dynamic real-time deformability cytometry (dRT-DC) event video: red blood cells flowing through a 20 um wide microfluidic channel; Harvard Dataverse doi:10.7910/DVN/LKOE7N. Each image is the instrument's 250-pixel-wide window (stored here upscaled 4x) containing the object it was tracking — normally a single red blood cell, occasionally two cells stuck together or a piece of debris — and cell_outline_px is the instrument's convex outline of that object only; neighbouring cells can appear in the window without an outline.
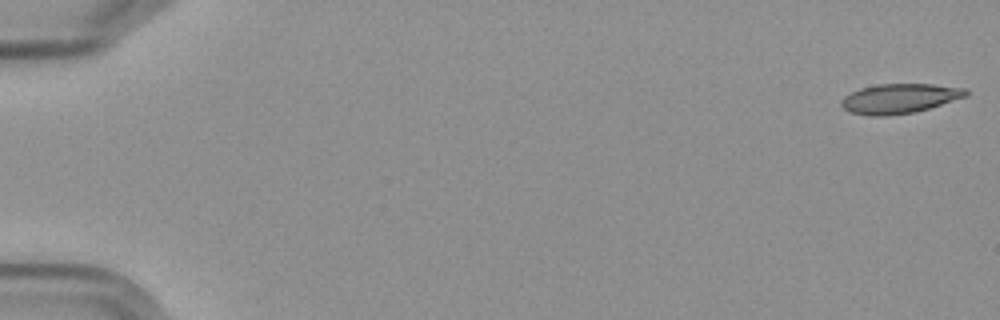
{"species": "Egyptian fruit bat (a non-hibernating species)", "species_latin": "Rousettus aegyptiacus", "temperature_condition": "cold", "stored_images_in_passage": 6, "camera_frame_rate_fps": 3000, "um_per_image_px": 0.085, "frame": {"image": 1, "passage_image": 1, "time_ms": 0.0, "image_size_px": [1000, 320], "cell_outline_px": [[968, 96], [928, 108], [912, 112], [888, 116], [868, 116], [848, 112], [840, 104], [840, 100], [844, 96], [860, 88], [880, 84], [932, 84], [968, 88]], "centroid_in_image_um": [76.44, 8.37], "position_along_channel_um": 8.6, "area_um2": 21.62}}
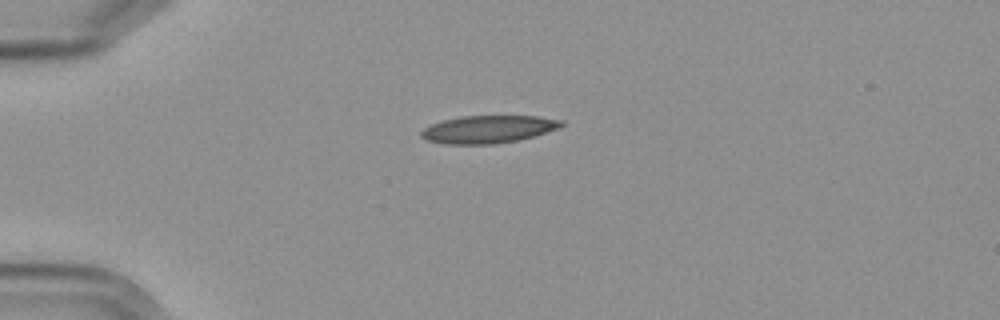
{"frame": {"image": 2, "passage_image": 5, "time_ms": 4.667, "image_size_px": [1000, 320], "cell_outline_px": [[564, 124], [560, 128], [520, 140], [492, 144], [444, 144], [424, 140], [420, 136], [420, 132], [424, 128], [432, 124], [444, 120], [460, 116], [540, 116], [564, 120]], "centroid_in_image_um": [41.51, 10.99], "position_along_channel_um": 43.5, "area_um2": 22.77}}